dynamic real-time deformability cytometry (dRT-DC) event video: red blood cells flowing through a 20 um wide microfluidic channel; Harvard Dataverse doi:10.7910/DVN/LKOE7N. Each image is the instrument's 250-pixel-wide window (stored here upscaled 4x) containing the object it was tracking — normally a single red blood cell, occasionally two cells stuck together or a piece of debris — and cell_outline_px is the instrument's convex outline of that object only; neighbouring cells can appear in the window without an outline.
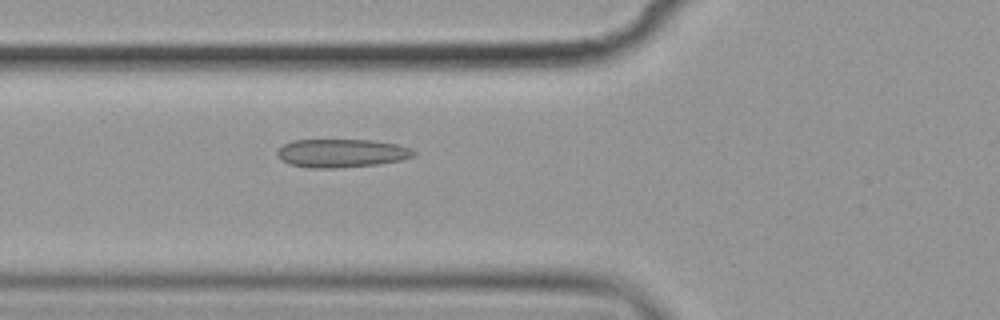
{"species": "common noctule bat (a hibernating species)", "species_latin": "Nyctalus noctula", "temperature_condition": "cold", "stored_images_in_passage": 7, "camera_frame_rate_fps": 3000, "um_per_image_px": 0.085, "animal": {"sex": "female", "body_mass_g": 19.9}, "frame": {"image": 1, "passage_image": 7, "time_ms": 7.0, "image_size_px": [1000, 320], "cell_outline_px": [[416, 156], [400, 160], [376, 164], [340, 168], [312, 168], [288, 164], [276, 152], [284, 144], [292, 140], [372, 140], [396, 144], [412, 148], [416, 152]], "centroid_in_image_um": [29.07, 13.02], "position_along_channel_um": 96.7, "area_um2": 22.48}}